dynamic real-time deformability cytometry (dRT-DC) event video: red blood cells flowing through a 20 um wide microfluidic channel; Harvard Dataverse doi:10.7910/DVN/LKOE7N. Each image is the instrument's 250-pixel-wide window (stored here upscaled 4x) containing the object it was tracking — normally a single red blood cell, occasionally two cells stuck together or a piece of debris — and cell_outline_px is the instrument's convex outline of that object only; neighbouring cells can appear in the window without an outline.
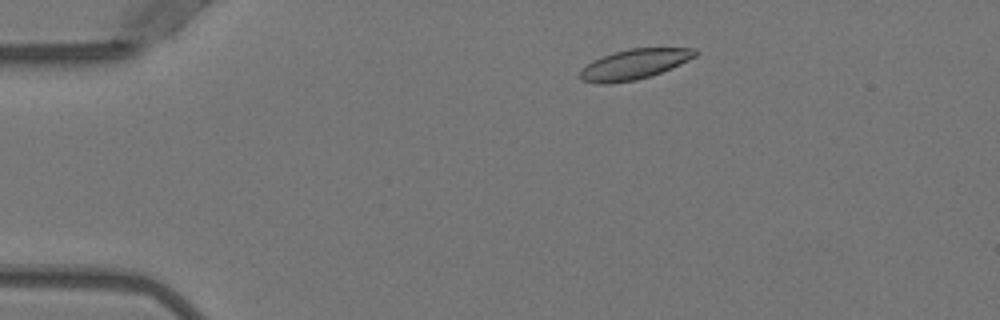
{"species": "Egyptian fruit bat (a non-hibernating species)", "species_latin": "Rousettus aegyptiacus", "temperature_condition": "warm", "stored_images_in_passage": 47, "camera_frame_rate_fps": 3000, "um_per_image_px": 0.085, "animal": {"sex": "female"}, "frame": {"image": 1, "passage_image": 6, "time_ms": 1.667, "image_size_px": [1000, 320], "cell_outline_px": [[700, 52], [696, 56], [672, 68], [636, 80], [608, 84], [596, 84], [580, 80], [580, 72], [592, 60], [628, 48], [696, 48]], "centroid_in_image_um": [53.93, 5.46], "position_along_channel_um": 31.1, "area_um2": 20.11}}
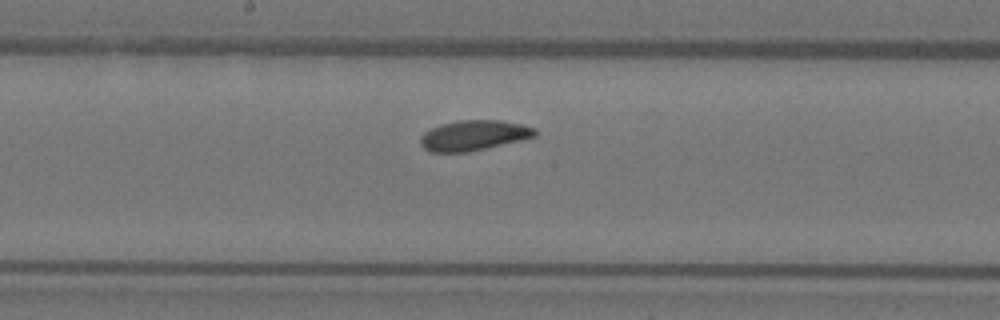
{"frame": {"image": 2, "passage_image": 24, "time_ms": 7.667, "image_size_px": [1000, 320], "cell_outline_px": [[536, 136], [520, 140], [468, 152], [428, 152], [420, 144], [420, 136], [424, 132], [440, 124], [456, 120], [500, 120], [520, 124], [536, 128]], "centroid_in_image_um": [40.23, 11.5], "position_along_channel_um": 208.0, "area_um2": 20.17}}
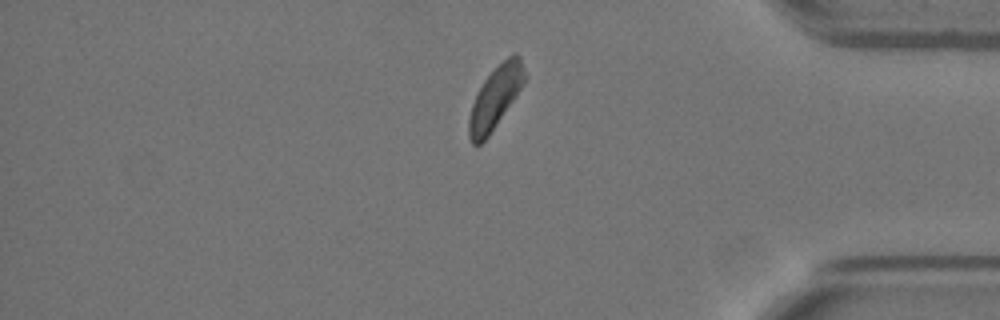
{"frame": {"image": 3, "passage_image": 40, "time_ms": 13.0, "image_size_px": [1000, 320], "cell_outline_px": [[524, 80], [520, 88], [488, 136], [480, 144], [472, 144], [468, 136], [468, 120], [472, 104], [484, 80], [508, 56], [516, 52], [520, 56], [524, 72]], "centroid_in_image_um": [42.06, 8.31], "position_along_channel_um": 393.1, "area_um2": 19.25}, "authors_computed_cell_mechanics": {"area_um2": 20.4034, "velocity_mm_per_s": 3.9229, "shape_relaxation_time_tau1_ms": 4.1344, "shape_relaxation_time_tau2_ms": null, "deformation_change_tau1": 0.0972, "deformation_change_tau2": null}}